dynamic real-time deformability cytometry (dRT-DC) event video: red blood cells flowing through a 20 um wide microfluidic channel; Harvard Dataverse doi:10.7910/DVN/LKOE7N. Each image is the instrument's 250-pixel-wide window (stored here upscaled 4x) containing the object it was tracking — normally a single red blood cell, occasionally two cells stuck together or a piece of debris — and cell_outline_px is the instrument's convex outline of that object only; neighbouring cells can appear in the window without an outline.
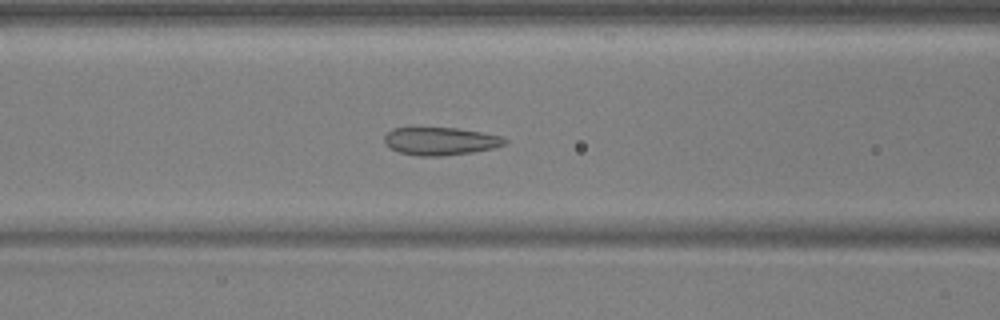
{"species": "common noctule bat (a hibernating species)", "species_latin": "Nyctalus noctula", "temperature_condition": "warm", "stored_images_in_passage": 55, "camera_frame_rate_fps": 3000, "um_per_image_px": 0.085, "animal": {"sex": "male", "body_mass_g": 17.9, "forearm_length_mm": 54.2}, "frame": {"image": 1, "passage_image": 23, "time_ms": 7.333, "image_size_px": [1000, 320], "cell_outline_px": [[508, 140], [504, 144], [492, 148], [472, 152], [440, 156], [416, 156], [400, 152], [384, 144], [384, 136], [392, 128], [456, 128], [480, 132], [500, 136]], "centroid_in_image_um": [37.4, 12.0], "position_along_channel_um": 129.2, "area_um2": 19.31}}
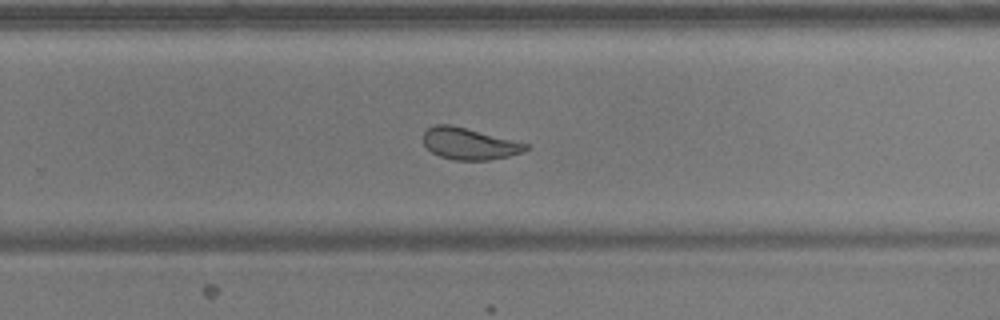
{"frame": {"image": 2, "passage_image": 36, "time_ms": 11.667, "image_size_px": [1000, 320], "cell_outline_px": [[528, 148], [520, 152], [508, 156], [488, 160], [452, 160], [440, 156], [432, 152], [424, 144], [424, 132], [428, 128], [436, 124], [452, 124], [528, 144]], "centroid_in_image_um": [39.85, 12.21], "position_along_channel_um": 290.0, "area_um2": 18.67}}
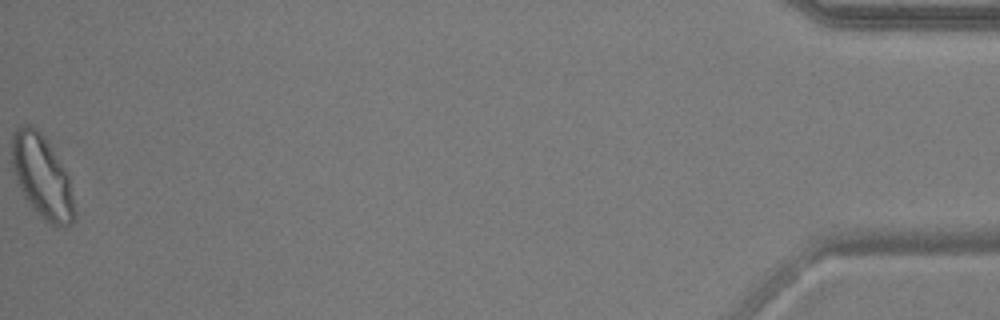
{"frame": {"image": 3, "passage_image": 55, "time_ms": 18.0, "image_size_px": [1000, 320], "cell_outline_px": [[76, 220], [72, 224], [60, 228], [44, 220], [28, 204], [24, 196], [12, 168], [12, 132], [16, 128], [24, 124], [28, 124], [36, 128], [48, 140], [64, 168], [68, 176], [76, 212]], "centroid_in_image_um": [3.59, 15.03], "position_along_channel_um": 431.6, "area_um2": 30.46}, "authors_computed_cell_mechanics": {"area_um2": 22.4264, "velocity_mm_per_s": 3.7163, "shape_relaxation_time_tau1_ms": 9.9653, "shape_relaxation_time_tau2_ms": 1.1961, "deformation_change_tau1": 0.2419, "deformation_change_tau2": 0.0698}}